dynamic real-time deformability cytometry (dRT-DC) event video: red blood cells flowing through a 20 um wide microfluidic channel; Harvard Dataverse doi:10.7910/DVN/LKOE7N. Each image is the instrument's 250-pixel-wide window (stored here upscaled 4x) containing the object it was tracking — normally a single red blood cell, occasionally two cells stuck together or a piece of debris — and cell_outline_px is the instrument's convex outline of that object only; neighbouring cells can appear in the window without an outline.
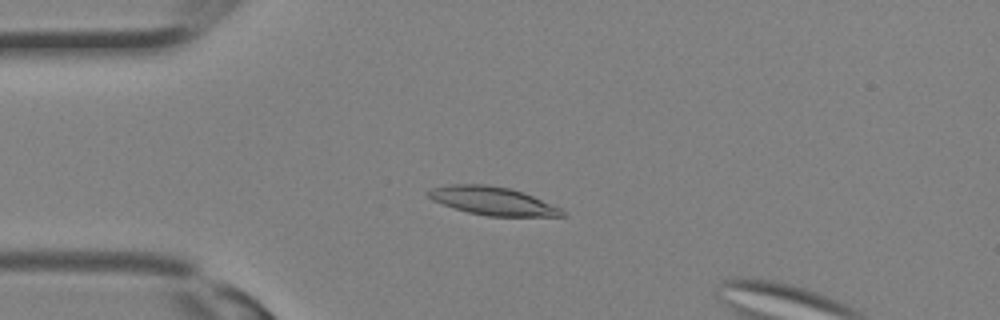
{"species": "Egyptian fruit bat (a non-hibernating species)", "species_latin": "Rousettus aegyptiacus", "temperature_condition": "room temperature", "stored_images_in_passage": 29, "camera_frame_rate_fps": 3000, "um_per_image_px": 0.085, "animal": {"sex": "female"}, "frame": {"image": 1, "passage_image": 7, "time_ms": 2.0, "image_size_px": [1000, 320], "cell_outline_px": [[564, 216], [488, 216], [468, 212], [432, 200], [424, 192], [432, 188], [452, 184], [484, 184], [508, 188], [532, 196], [560, 208], [564, 212]], "centroid_in_image_um": [41.82, 17.07], "position_along_channel_um": 43.2, "area_um2": 21.56}}
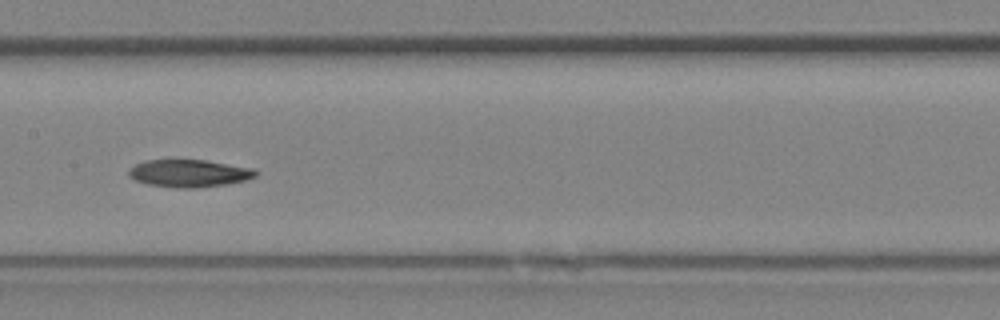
{"frame": {"image": 2, "passage_image": 15, "time_ms": 4.667, "image_size_px": [1000, 320], "cell_outline_px": [[256, 176], [244, 180], [228, 184], [196, 188], [180, 188], [148, 184], [136, 180], [128, 176], [128, 168], [144, 160], [204, 160], [252, 168], [256, 172]], "centroid_in_image_um": [16.03, 14.73], "position_along_channel_um": 191.4, "area_um2": 20.17}}
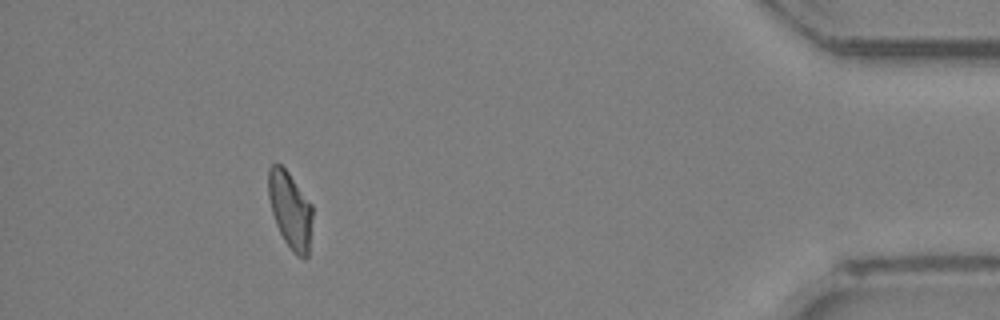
{"frame": {"image": 3, "passage_image": 28, "time_ms": 9.0, "image_size_px": [1000, 320], "cell_outline_px": [[312, 216], [308, 256], [304, 260], [296, 256], [292, 252], [284, 240], [276, 224], [272, 212], [268, 196], [268, 168], [272, 164], [280, 164], [288, 172], [312, 204]], "centroid_in_image_um": [24.67, 17.87], "position_along_channel_um": 410.5, "area_um2": 19.77}}